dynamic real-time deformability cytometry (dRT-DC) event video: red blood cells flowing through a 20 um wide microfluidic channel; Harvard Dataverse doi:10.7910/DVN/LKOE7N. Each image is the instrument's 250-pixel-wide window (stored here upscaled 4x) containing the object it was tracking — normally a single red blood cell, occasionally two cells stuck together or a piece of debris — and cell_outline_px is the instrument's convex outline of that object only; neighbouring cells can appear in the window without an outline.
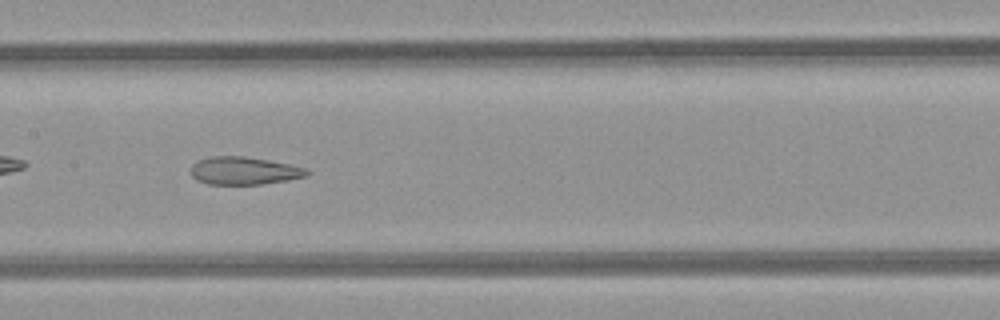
{"species": "common noctule bat (a hibernating species)", "species_latin": "Nyctalus noctula", "temperature_condition": "room temperature", "stored_images_in_passage": 20, "camera_frame_rate_fps": 3000, "um_per_image_px": 0.085, "animal": {"sex": "female", "body_mass_g": 21.9}, "frame": {"image": 1, "passage_image": 10, "time_ms": 3.0, "image_size_px": [1000, 320], "cell_outline_px": [[312, 172], [308, 176], [288, 180], [260, 184], [208, 184], [196, 180], [192, 176], [192, 164], [196, 160], [212, 156], [244, 156], [268, 160], [288, 164], [304, 168]], "centroid_in_image_um": [20.74, 14.51], "position_along_channel_um": 186.7, "area_um2": 18.79}}